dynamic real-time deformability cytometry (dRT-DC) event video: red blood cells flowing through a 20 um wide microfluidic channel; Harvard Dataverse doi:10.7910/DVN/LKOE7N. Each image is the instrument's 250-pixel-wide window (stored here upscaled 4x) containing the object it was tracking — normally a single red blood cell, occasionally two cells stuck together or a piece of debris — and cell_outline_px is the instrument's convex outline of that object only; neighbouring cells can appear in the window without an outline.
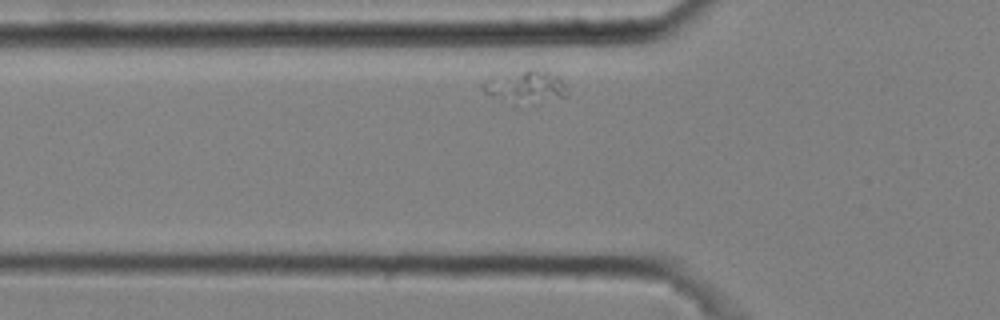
{"species": "common noctule bat (a hibernating species)", "species_latin": "Nyctalus noctula", "temperature_condition": "cold", "stored_images_in_passage": 34, "camera_frame_rate_fps": 3000, "um_per_image_px": 0.085, "animal": {"sex": "male", "body_mass_g": 20.4}, "frame": {"image": 1, "passage_image": 6, "time_ms": 1.667, "image_size_px": [1000, 320], "cell_outline_px": [[568, 96], [536, 104], [508, 104], [484, 92], [480, 88], [480, 84], [484, 80], [492, 76], [528, 68], [532, 68], [548, 72], [556, 76], [564, 84]], "centroid_in_image_um": [44.6, 7.39], "position_along_channel_um": 81.2, "area_um2": 16.59}}
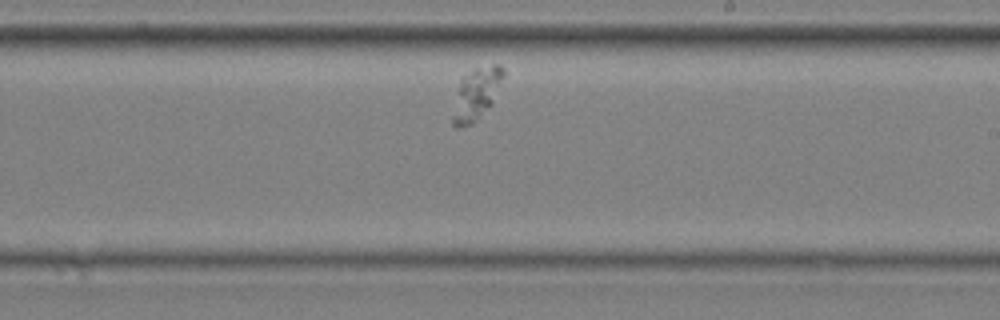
{"frame": {"image": 2, "passage_image": 22, "time_ms": 7.0, "image_size_px": [1000, 320], "cell_outline_px": [[504, 76], [492, 100], [480, 116], [472, 124], [460, 128], [456, 128], [452, 124], [452, 116], [460, 80], [464, 76], [476, 68], [496, 64], [500, 64], [504, 68]], "centroid_in_image_um": [40.47, 7.98], "position_along_channel_um": 248.5, "area_um2": 14.74}}
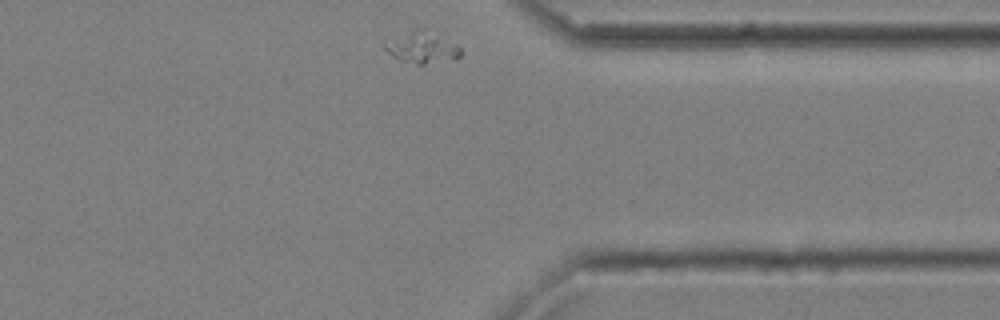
{"frame": {"image": 3, "passage_image": 34, "time_ms": 11.0, "image_size_px": [1000, 320], "cell_outline_px": [[460, 56], [456, 60], [424, 64], [416, 64], [400, 60], [392, 56], [384, 48], [384, 44], [428, 36], [456, 44], [460, 48]], "centroid_in_image_um": [36.02, 4.3], "position_along_channel_um": 375.4, "area_um2": 11.1}}